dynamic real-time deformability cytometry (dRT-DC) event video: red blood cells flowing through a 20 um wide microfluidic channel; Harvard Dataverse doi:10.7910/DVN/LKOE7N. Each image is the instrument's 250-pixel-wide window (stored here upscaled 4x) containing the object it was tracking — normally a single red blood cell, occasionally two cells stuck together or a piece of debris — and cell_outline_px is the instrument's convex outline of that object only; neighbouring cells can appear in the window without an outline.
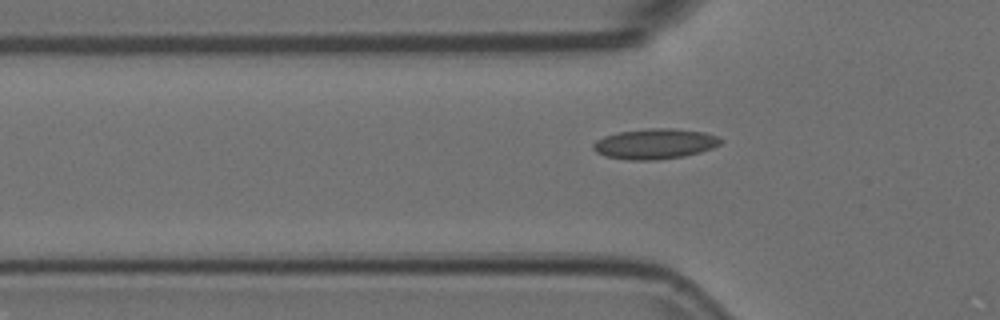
{"species": "Egyptian fruit bat (a non-hibernating species)", "species_latin": "Rousettus aegyptiacus", "temperature_condition": "room temperature", "stored_images_in_passage": 34, "camera_frame_rate_fps": 3000, "um_per_image_px": 0.085, "animal": {"sex": "female"}, "frame": {"image": 1, "passage_image": 3, "time_ms": 0.667, "image_size_px": [1000, 320], "cell_outline_px": [[724, 140], [720, 144], [712, 148], [700, 152], [684, 156], [656, 160], [628, 160], [604, 156], [596, 152], [592, 148], [592, 144], [596, 140], [604, 136], [616, 132], [648, 128], [668, 128], [704, 132], [716, 136]], "centroid_in_image_um": [55.63, 12.23], "position_along_channel_um": 70.2, "area_um2": 22.66}}
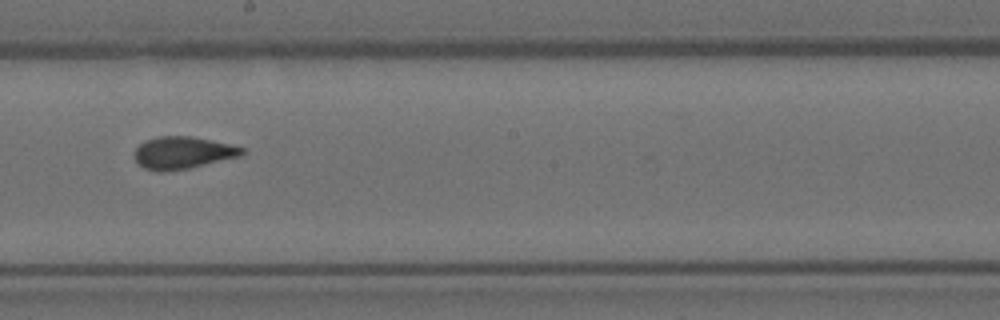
{"frame": {"image": 2, "passage_image": 16, "time_ms": 5.0, "image_size_px": [1000, 320], "cell_outline_px": [[244, 156], [188, 168], [144, 168], [136, 160], [136, 148], [144, 140], [156, 136], [188, 136], [212, 140], [244, 148]], "centroid_in_image_um": [15.61, 12.93], "position_along_channel_um": 232.6, "area_um2": 19.48}}
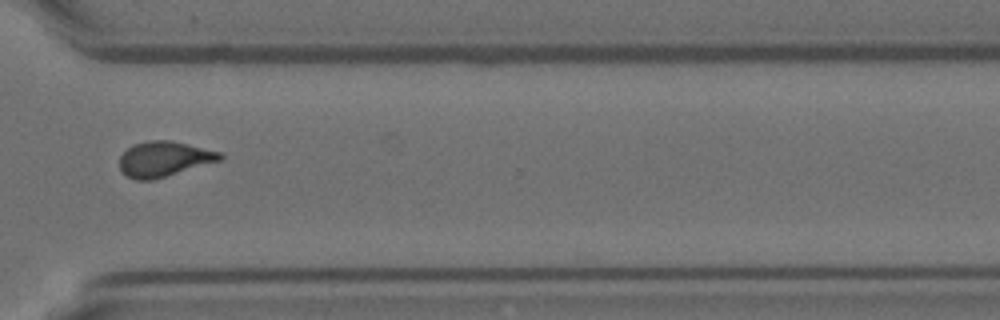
{"frame": {"image": 3, "passage_image": 26, "time_ms": 8.333, "image_size_px": [1000, 320], "cell_outline_px": [[224, 156], [220, 160], [152, 180], [136, 180], [128, 176], [120, 168], [120, 156], [132, 144], [148, 140], [168, 140], [188, 144], [224, 152]], "centroid_in_image_um": [13.96, 13.49], "position_along_channel_um": 356.6, "area_um2": 20.46}}